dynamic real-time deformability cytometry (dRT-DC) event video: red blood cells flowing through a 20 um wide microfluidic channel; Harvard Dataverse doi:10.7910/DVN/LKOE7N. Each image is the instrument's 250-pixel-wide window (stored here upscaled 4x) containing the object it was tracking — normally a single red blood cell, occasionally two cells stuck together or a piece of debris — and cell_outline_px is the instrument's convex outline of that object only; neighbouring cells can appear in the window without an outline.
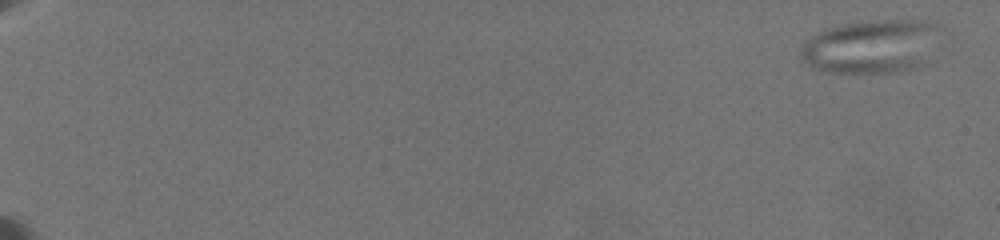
{"species": "common noctule bat (a hibernating species)", "species_latin": "Nyctalus noctula", "temperature_condition": "warm", "stored_images_in_passage": 12, "camera_frame_rate_fps": 3000, "um_per_image_px": 0.085, "animal": {"sex": "female", "body_mass_g": 19.5, "forearm_length_mm": 54.1}, "frame": {"image": 1, "passage_image": 1, "time_ms": 0.0, "image_size_px": [1000, 240], "cell_outline_px": [[936, 28], [924, 64], [920, 68], [900, 72], [824, 72], [808, 64], [800, 56], [800, 48], [804, 40], [824, 28], [844, 24], [900, 20], [932, 24]], "centroid_in_image_um": [73.9, 3.99], "position_along_channel_um": 11.1, "area_um2": 42.19}}
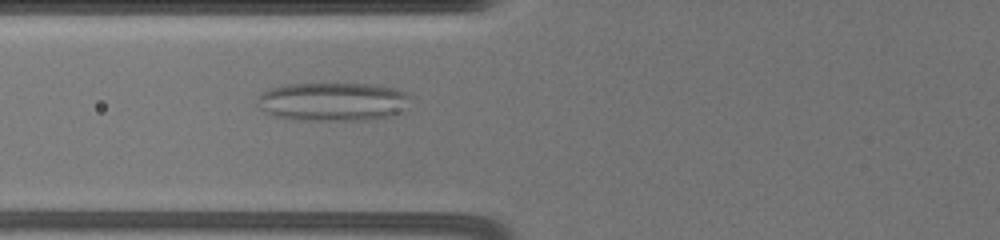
{"frame": {"image": 2, "passage_image": 10, "time_ms": 8.667, "image_size_px": [1000, 240], "cell_outline_px": [[412, 96], [404, 112], [388, 116], [360, 120], [304, 120], [272, 116], [264, 112], [256, 104], [256, 96], [272, 88], [288, 84], [368, 84], [396, 88]], "centroid_in_image_um": [28.29, 8.64], "position_along_channel_um": 97.5, "area_um2": 34.56}}